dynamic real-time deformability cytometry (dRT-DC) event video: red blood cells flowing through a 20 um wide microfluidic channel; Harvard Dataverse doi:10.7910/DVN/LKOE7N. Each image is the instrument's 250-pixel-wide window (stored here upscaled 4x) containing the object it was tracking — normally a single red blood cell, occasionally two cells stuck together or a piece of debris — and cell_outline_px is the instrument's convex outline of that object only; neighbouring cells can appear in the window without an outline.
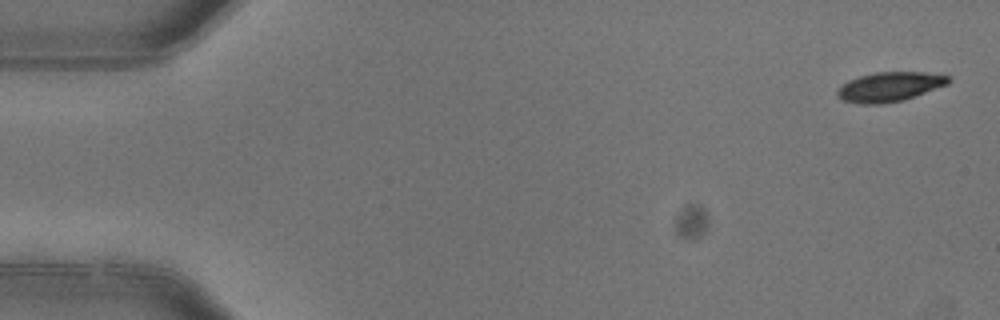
{"species": "common noctule bat (a hibernating species)", "species_latin": "Nyctalus noctula", "temperature_condition": "warm", "stored_images_in_passage": 5, "camera_frame_rate_fps": 3000, "um_per_image_px": 0.085, "animal": {"sex": "female"}, "frame": {"image": 1, "passage_image": 1, "time_ms": 0.0, "image_size_px": [1000, 320], "cell_outline_px": [[948, 84], [904, 100], [880, 104], [860, 104], [844, 100], [836, 96], [836, 92], [848, 80], [860, 76], [876, 72], [924, 72], [948, 76]], "centroid_in_image_um": [75.59, 7.38], "position_along_channel_um": 9.4, "area_um2": 18.84}}
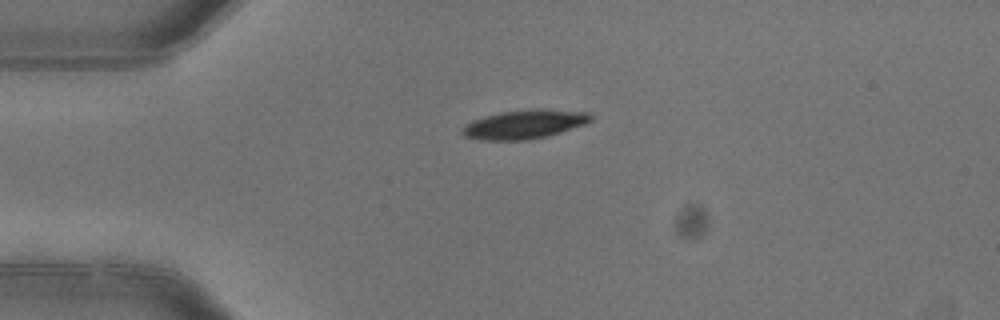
{"frame": {"image": 2, "passage_image": 4, "time_ms": 1.0, "image_size_px": [1000, 320], "cell_outline_px": [[592, 120], [584, 124], [548, 136], [528, 140], [480, 140], [464, 136], [460, 132], [460, 128], [464, 124], [472, 120], [484, 116], [500, 112], [588, 112], [592, 116]], "centroid_in_image_um": [44.43, 10.63], "position_along_channel_um": 40.6, "area_um2": 20.58}}